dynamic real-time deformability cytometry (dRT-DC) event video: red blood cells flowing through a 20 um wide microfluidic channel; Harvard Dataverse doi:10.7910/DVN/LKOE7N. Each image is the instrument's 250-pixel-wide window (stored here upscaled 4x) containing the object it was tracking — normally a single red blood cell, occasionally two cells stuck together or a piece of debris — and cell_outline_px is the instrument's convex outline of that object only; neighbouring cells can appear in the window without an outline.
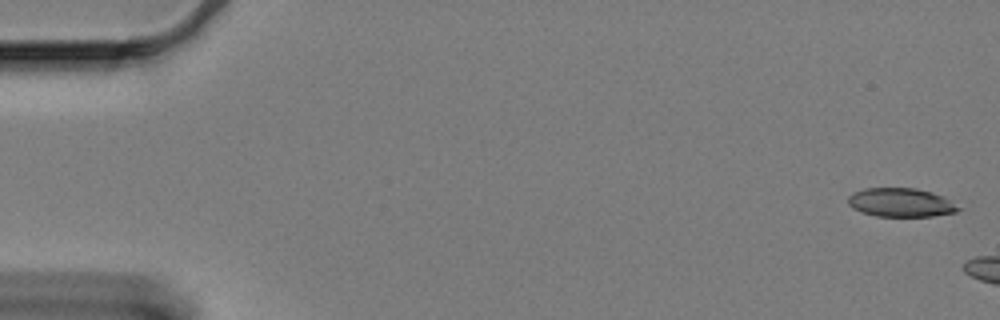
{"species": "Egyptian fruit bat (a non-hibernating species)", "species_latin": "Rousettus aegyptiacus", "temperature_condition": "cold", "stored_images_in_passage": 7, "camera_frame_rate_fps": 3000, "um_per_image_px": 0.085, "animal": {"sex": "female"}, "frame": {"image": 1, "passage_image": 1, "time_ms": 0.0, "image_size_px": [1000, 320], "cell_outline_px": [[964, 208], [956, 212], [932, 216], [876, 216], [860, 212], [852, 208], [848, 204], [848, 196], [852, 192], [864, 188], [916, 188], [932, 192], [944, 196]], "centroid_in_image_um": [76.59, 17.21], "position_along_channel_um": 8.4, "area_um2": 18.79}}